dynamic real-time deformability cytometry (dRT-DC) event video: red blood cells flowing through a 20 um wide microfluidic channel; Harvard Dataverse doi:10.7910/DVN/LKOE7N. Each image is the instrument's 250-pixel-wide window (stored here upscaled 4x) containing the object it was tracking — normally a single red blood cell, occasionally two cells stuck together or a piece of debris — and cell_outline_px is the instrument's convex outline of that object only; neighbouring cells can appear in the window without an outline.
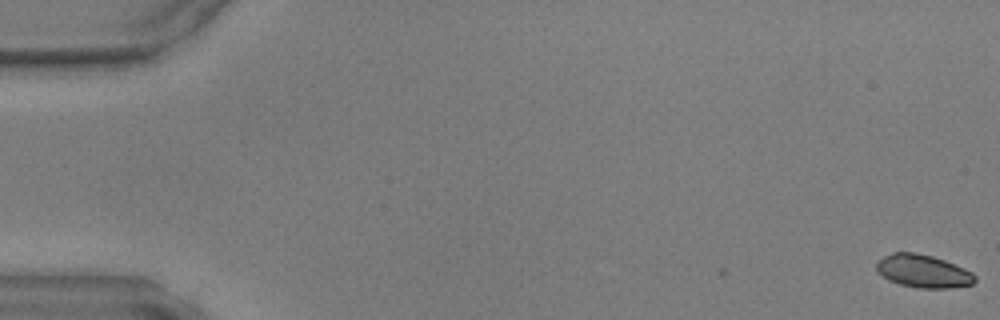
{"species": "common noctule bat (a hibernating species)", "species_latin": "Nyctalus noctula", "temperature_condition": "warm", "stored_images_in_passage": 49, "camera_frame_rate_fps": 3000, "um_per_image_px": 0.085, "animal": {"sex": "male", "body_mass_g": 17.9, "forearm_length_mm": 54.2}, "frame": {"image": 1, "passage_image": 1, "time_ms": 0.0, "image_size_px": [1000, 320], "cell_outline_px": [[976, 280], [972, 284], [952, 288], [916, 288], [900, 284], [888, 280], [876, 268], [876, 264], [884, 256], [892, 252], [912, 252], [932, 256], [944, 260], [964, 268], [972, 272], [976, 276]], "centroid_in_image_um": [78.49, 23.05], "position_along_channel_um": 6.5, "area_um2": 18.79}}
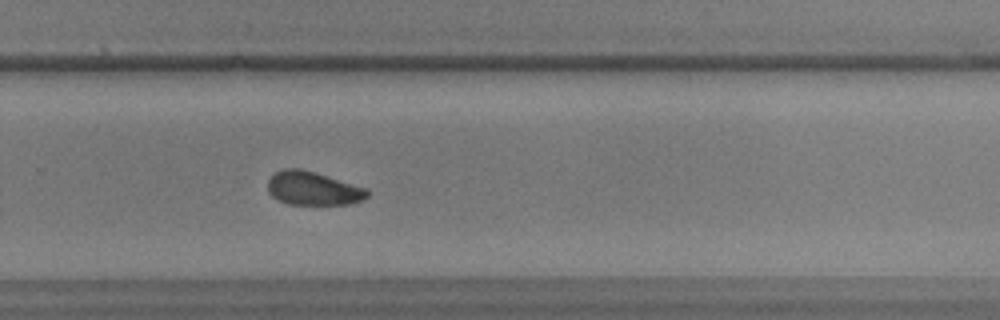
{"frame": {"image": 2, "passage_image": 33, "time_ms": 10.667, "image_size_px": [1000, 320], "cell_outline_px": [[368, 196], [352, 204], [288, 204], [272, 196], [268, 192], [268, 180], [276, 172], [284, 168], [300, 168], [368, 188]], "centroid_in_image_um": [26.61, 16.01], "position_along_channel_um": 303.2, "area_um2": 19.31}}
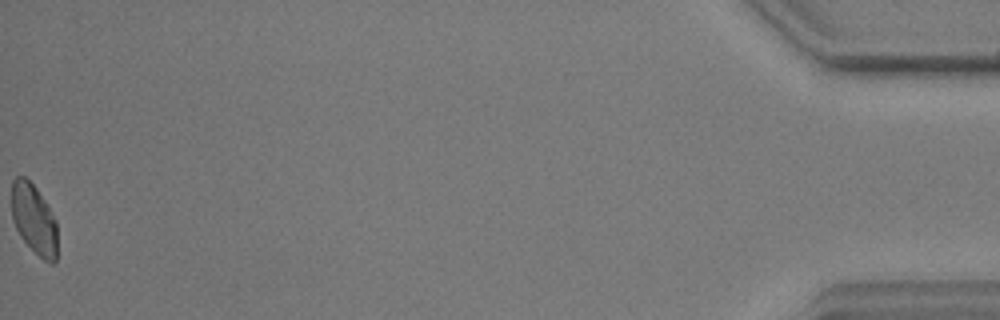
{"frame": {"image": 3, "passage_image": 49, "time_ms": 16.0, "image_size_px": [1000, 320], "cell_outline_px": [[56, 260], [52, 264], [44, 260], [20, 236], [12, 220], [12, 180], [16, 176], [24, 176], [36, 188], [44, 200], [56, 220]], "centroid_in_image_um": [2.87, 18.61], "position_along_channel_um": 432.3, "area_um2": 18.38}}